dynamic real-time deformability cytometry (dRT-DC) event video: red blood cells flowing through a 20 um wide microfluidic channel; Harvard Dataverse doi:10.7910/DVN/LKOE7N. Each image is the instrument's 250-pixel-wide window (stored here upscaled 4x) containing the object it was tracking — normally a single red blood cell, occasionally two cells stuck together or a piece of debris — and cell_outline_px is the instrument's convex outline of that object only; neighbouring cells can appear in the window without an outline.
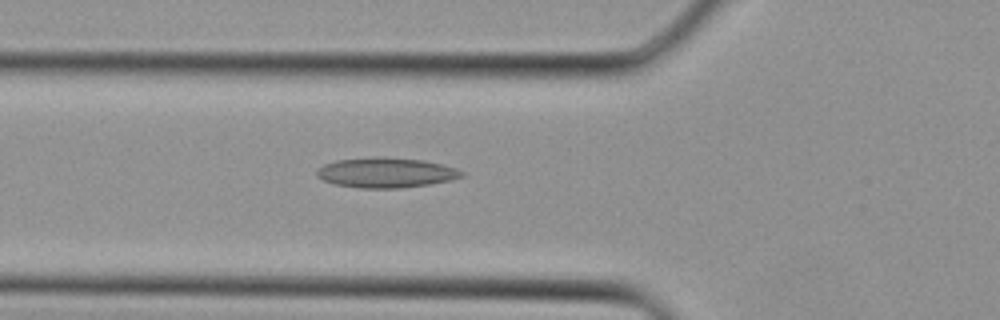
{"species": "Egyptian fruit bat (a non-hibernating species)", "species_latin": "Rousettus aegyptiacus", "temperature_condition": "cold", "stored_images_in_passage": 27, "camera_frame_rate_fps": 3000, "um_per_image_px": 0.085, "animal": {"sex": "female"}, "frame": {"image": 1, "passage_image": 5, "time_ms": 1.333, "image_size_px": [1000, 320], "cell_outline_px": [[464, 176], [452, 180], [428, 184], [400, 188], [360, 188], [336, 184], [324, 180], [316, 176], [316, 172], [324, 164], [336, 160], [376, 156], [424, 160], [456, 168], [464, 172]], "centroid_in_image_um": [32.82, 14.67], "position_along_channel_um": 93.0, "area_um2": 25.32}}
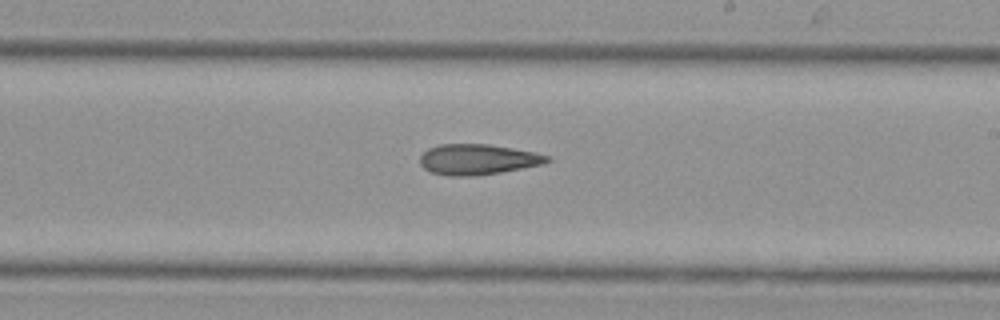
{"frame": {"image": 2, "passage_image": 13, "time_ms": 4.0, "image_size_px": [1000, 320], "cell_outline_px": [[552, 160], [544, 164], [500, 172], [472, 176], [448, 176], [428, 172], [420, 164], [420, 156], [428, 148], [440, 144], [488, 144], [536, 152], [552, 156]], "centroid_in_image_um": [40.62, 13.55], "position_along_channel_um": 248.4, "area_um2": 22.83}}
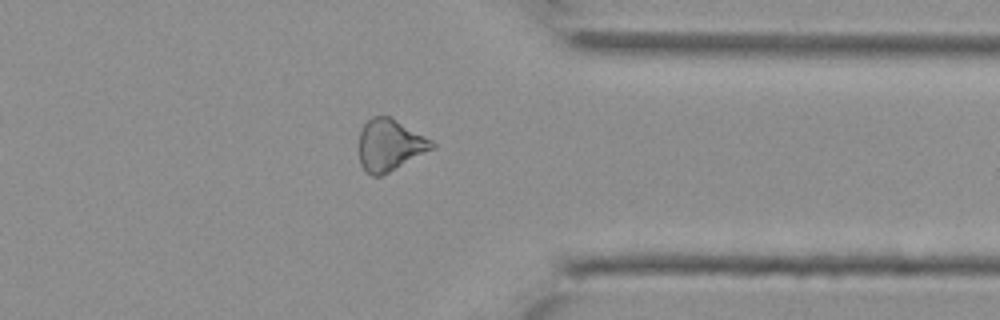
{"frame": {"image": 3, "passage_image": 20, "time_ms": 6.333, "image_size_px": [1000, 320], "cell_outline_px": [[436, 148], [380, 176], [372, 176], [364, 172], [360, 164], [360, 132], [364, 124], [372, 116], [392, 116], [432, 140], [436, 144]], "centroid_in_image_um": [33.15, 12.32], "position_along_channel_um": 378.2, "area_um2": 22.14}}